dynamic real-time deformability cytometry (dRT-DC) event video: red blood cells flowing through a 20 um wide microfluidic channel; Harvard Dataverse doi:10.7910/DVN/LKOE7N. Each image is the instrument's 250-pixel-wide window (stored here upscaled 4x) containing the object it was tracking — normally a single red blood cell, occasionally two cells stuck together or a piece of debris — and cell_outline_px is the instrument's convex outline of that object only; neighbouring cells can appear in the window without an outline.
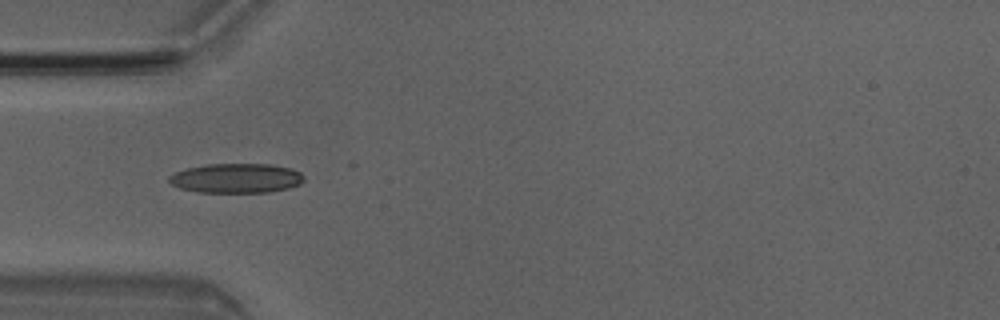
{"species": "Egyptian fruit bat (a non-hibernating species)", "species_latin": "Rousettus aegyptiacus", "temperature_condition": "room temperature", "stored_images_in_passage": 5, "camera_frame_rate_fps": 3000, "um_per_image_px": 0.085, "animal": {"sex": "male"}, "frame": {"image": 1, "passage_image": 4, "time_ms": 1.0, "image_size_px": [1000, 320], "cell_outline_px": [[304, 180], [300, 184], [288, 188], [268, 192], [196, 192], [180, 188], [172, 184], [168, 180], [168, 176], [176, 172], [188, 168], [208, 164], [268, 164], [288, 168], [300, 172], [304, 176]], "centroid_in_image_um": [20.07, 15.15], "position_along_channel_um": 64.9, "area_um2": 23.06}}